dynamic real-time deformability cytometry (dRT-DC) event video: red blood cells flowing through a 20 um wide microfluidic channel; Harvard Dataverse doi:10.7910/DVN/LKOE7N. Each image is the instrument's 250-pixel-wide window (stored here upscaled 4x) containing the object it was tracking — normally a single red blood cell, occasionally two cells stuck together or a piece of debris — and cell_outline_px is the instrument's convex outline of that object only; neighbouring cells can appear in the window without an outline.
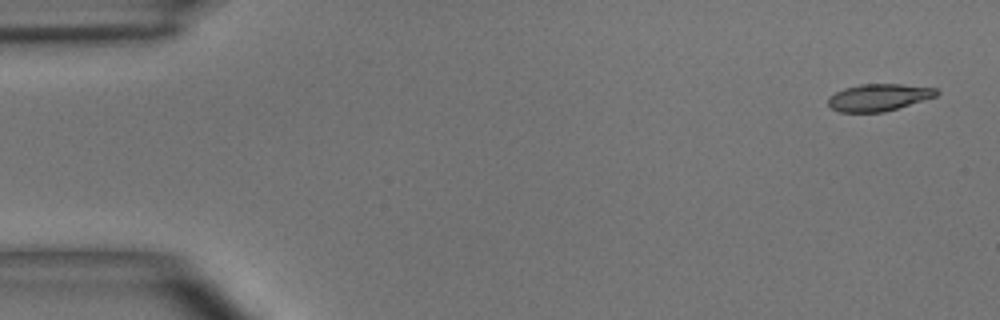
{"species": "common noctule bat (a hibernating species)", "species_latin": "Nyctalus noctula", "temperature_condition": "room temperature", "stored_images_in_passage": 4, "camera_frame_rate_fps": 3000, "um_per_image_px": 0.085, "animal": {"sex": "male", "body_mass_g": 15.6}, "frame": {"image": 1, "passage_image": 1, "time_ms": 0.0, "image_size_px": [1000, 320], "cell_outline_px": [[940, 92], [936, 96], [884, 112], [840, 112], [832, 108], [828, 104], [828, 96], [844, 88], [860, 84], [900, 84], [936, 88]], "centroid_in_image_um": [74.67, 8.27], "position_along_channel_um": 10.3, "area_um2": 16.99}}
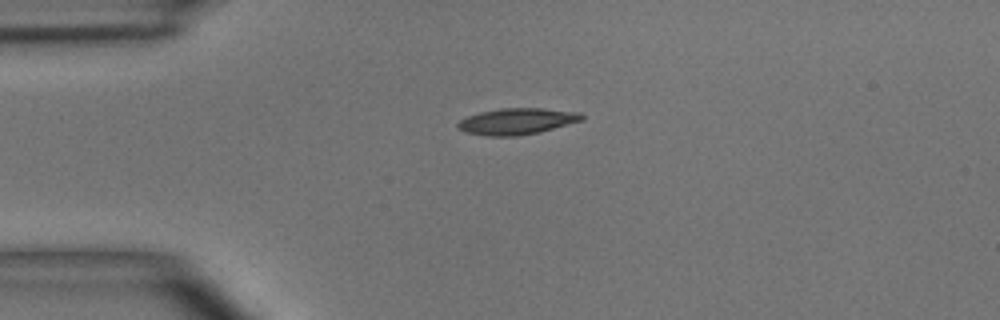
{"frame": {"image": 2, "passage_image": 4, "time_ms": 3.333, "image_size_px": [1000, 320], "cell_outline_px": [[584, 120], [540, 132], [516, 136], [484, 136], [464, 132], [456, 128], [456, 124], [460, 120], [468, 116], [480, 112], [500, 108], [540, 108], [580, 112], [584, 116]], "centroid_in_image_um": [43.92, 10.32], "position_along_channel_um": 41.1, "area_um2": 19.19}}